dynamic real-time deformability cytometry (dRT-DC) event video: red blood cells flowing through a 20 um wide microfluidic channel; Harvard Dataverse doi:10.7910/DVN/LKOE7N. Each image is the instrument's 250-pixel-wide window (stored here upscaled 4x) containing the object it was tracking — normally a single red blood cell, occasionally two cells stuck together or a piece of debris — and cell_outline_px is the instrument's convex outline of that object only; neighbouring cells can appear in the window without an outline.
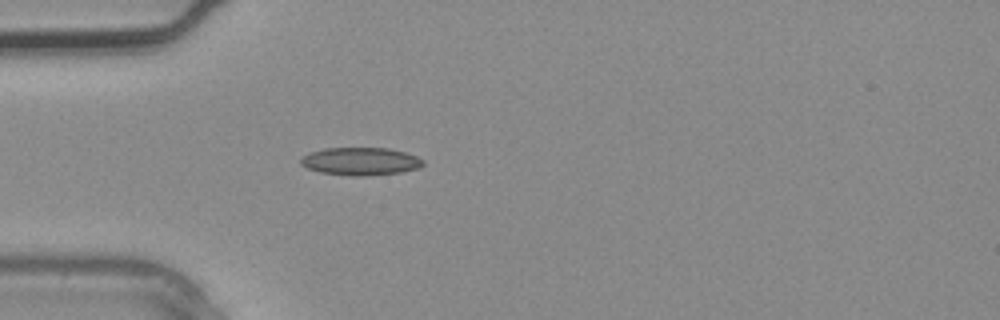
{"species": "common noctule bat (a hibernating species)", "species_latin": "Nyctalus noctula", "temperature_condition": "warm", "stored_images_in_passage": 2, "camera_frame_rate_fps": 3000, "um_per_image_px": 0.085, "animal": {"sex": "male", "body_mass_g": 20.4}, "frame": {"image": 1, "passage_image": 2, "time_ms": 0.333, "image_size_px": [1000, 320], "cell_outline_px": [[424, 164], [416, 168], [400, 172], [364, 176], [352, 176], [320, 172], [308, 168], [300, 164], [300, 156], [308, 152], [324, 148], [388, 148], [404, 152], [416, 156], [424, 160]], "centroid_in_image_um": [30.59, 13.7], "position_along_channel_um": 54.4, "area_um2": 19.83}}